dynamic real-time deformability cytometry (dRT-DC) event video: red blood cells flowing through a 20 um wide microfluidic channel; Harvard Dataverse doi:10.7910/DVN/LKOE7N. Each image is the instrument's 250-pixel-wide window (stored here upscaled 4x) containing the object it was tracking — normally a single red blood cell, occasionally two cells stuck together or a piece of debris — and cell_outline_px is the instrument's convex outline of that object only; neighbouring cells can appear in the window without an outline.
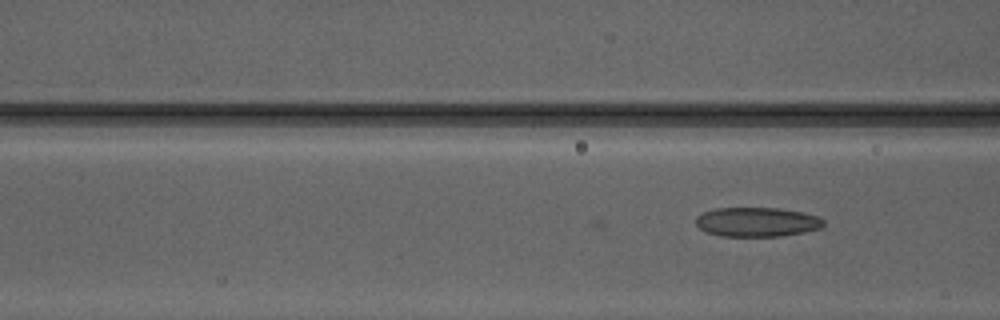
{"species": "Egyptian fruit bat (a non-hibernating species)", "species_latin": "Rousettus aegyptiacus", "temperature_condition": "warm", "stored_images_in_passage": 8, "camera_frame_rate_fps": 3000, "um_per_image_px": 0.085, "animal": {"sex": "male"}, "frame": {"image": 1, "passage_image": 8, "time_ms": 2.333, "image_size_px": [1000, 320], "cell_outline_px": [[824, 224], [820, 228], [804, 232], [784, 236], [720, 236], [704, 232], [696, 224], [696, 216], [704, 212], [716, 208], [776, 208], [804, 212], [820, 216], [824, 220]], "centroid_in_image_um": [64.35, 18.87], "position_along_channel_um": 102.2, "area_um2": 22.02}}